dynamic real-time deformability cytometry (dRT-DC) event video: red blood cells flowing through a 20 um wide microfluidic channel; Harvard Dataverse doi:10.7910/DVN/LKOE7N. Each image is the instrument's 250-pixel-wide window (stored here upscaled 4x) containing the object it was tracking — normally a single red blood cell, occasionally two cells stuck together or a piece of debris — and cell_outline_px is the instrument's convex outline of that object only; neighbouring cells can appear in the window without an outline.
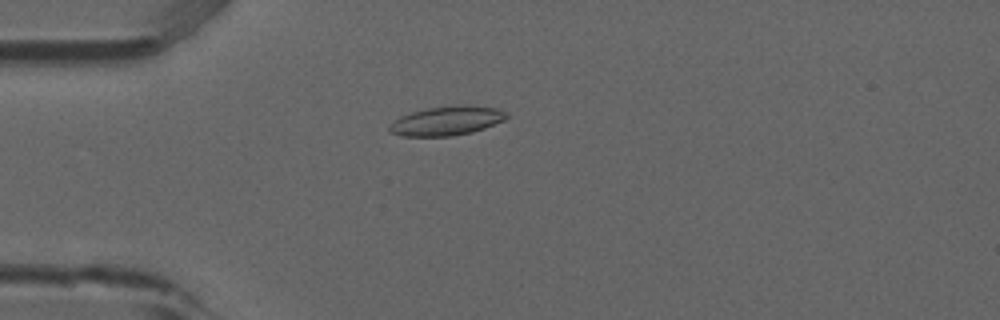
{"species": "common noctule bat (a hibernating species)", "species_latin": "Nyctalus noctula", "temperature_condition": "room temperature", "stored_images_in_passage": 42, "camera_frame_rate_fps": 3000, "um_per_image_px": 0.085, "animal": {"sex": "male", "forearm_length_mm": 52.5}, "frame": {"image": 1, "passage_image": 3, "time_ms": 0.667, "image_size_px": [1000, 320], "cell_outline_px": [[508, 116], [504, 120], [484, 128], [472, 132], [452, 136], [400, 136], [388, 132], [388, 124], [400, 116], [412, 112], [428, 108], [496, 108], [508, 112]], "centroid_in_image_um": [37.87, 10.33], "position_along_channel_um": 47.1, "area_um2": 19.07}}
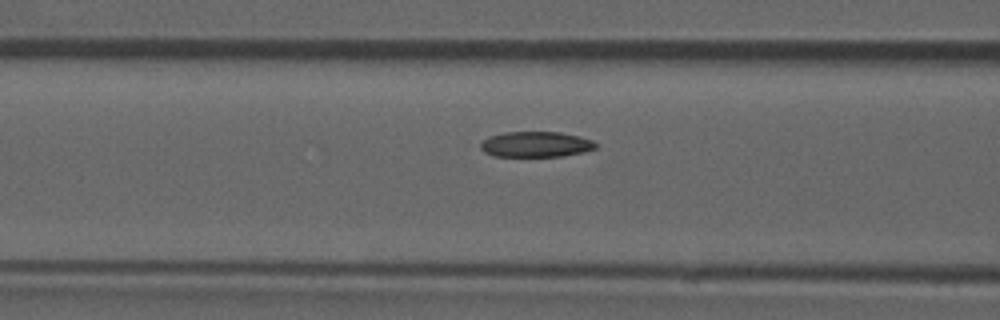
{"frame": {"image": 2, "passage_image": 10, "time_ms": 3.0, "image_size_px": [1000, 320], "cell_outline_px": [[600, 144], [596, 148], [584, 152], [564, 156], [496, 156], [484, 152], [480, 148], [480, 144], [488, 136], [504, 132], [560, 132], [580, 136], [592, 140]], "centroid_in_image_um": [45.58, 12.26], "position_along_channel_um": 121.0, "area_um2": 17.28}}
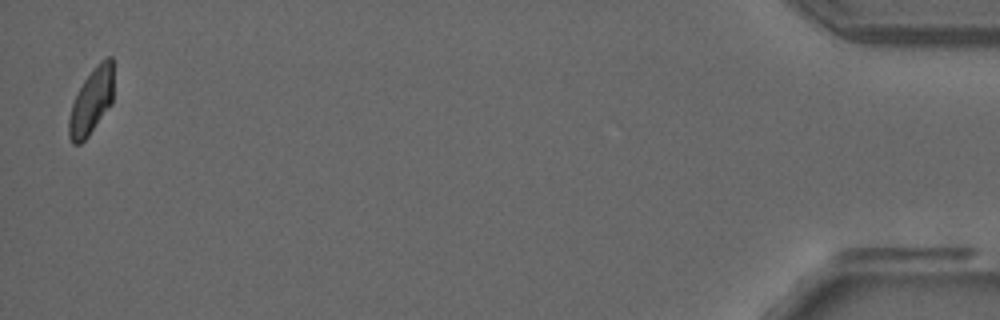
{"frame": {"image": 3, "passage_image": 41, "time_ms": 13.333, "image_size_px": [1000, 320], "cell_outline_px": [[112, 104], [88, 136], [80, 144], [72, 144], [68, 136], [68, 120], [72, 104], [84, 80], [92, 68], [100, 60], [108, 56], [112, 56]], "centroid_in_image_um": [7.76, 8.62], "position_along_channel_um": 427.4, "area_um2": 17.11}, "authors_computed_cell_mechanics": {"area_um2": 17.6868, "velocity_mm_per_s": 3.8804, "shape_relaxation_time_tau1_ms": 8.2239, "shape_relaxation_time_tau2_ms": 2.7484, "deformation_change_tau1": 0.1561, "deformation_change_tau2": 0.0686}}